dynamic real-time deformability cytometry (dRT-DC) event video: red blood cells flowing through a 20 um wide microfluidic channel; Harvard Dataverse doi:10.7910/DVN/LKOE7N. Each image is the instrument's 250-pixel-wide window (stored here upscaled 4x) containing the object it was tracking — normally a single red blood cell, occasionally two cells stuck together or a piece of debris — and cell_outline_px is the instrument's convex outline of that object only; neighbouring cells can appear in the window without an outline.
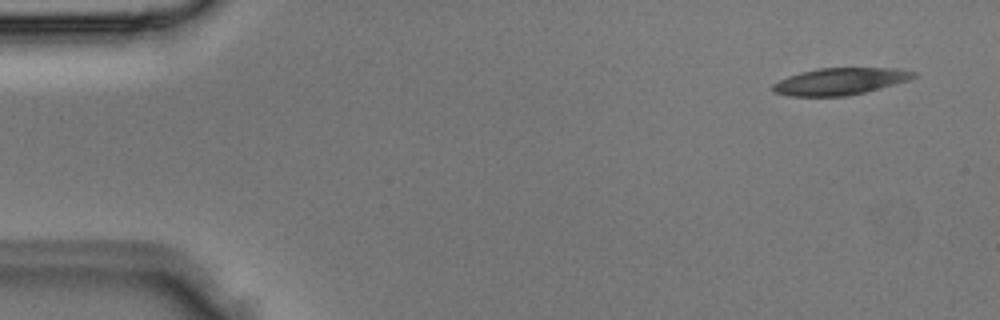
{"species": "Egyptian fruit bat (a non-hibernating species)", "species_latin": "Rousettus aegyptiacus", "temperature_condition": "room temperature", "stored_images_in_passage": 3, "camera_frame_rate_fps": 3000, "um_per_image_px": 0.085, "animal": {"sex": "male"}, "frame": {"image": 1, "passage_image": 1, "time_ms": 0.0, "image_size_px": [1000, 320], "cell_outline_px": [[916, 76], [908, 80], [880, 88], [864, 92], [844, 96], [788, 96], [772, 92], [772, 84], [788, 76], [800, 72], [820, 68], [896, 68], [916, 72]], "centroid_in_image_um": [71.37, 6.91], "position_along_channel_um": 13.6, "area_um2": 21.96}}
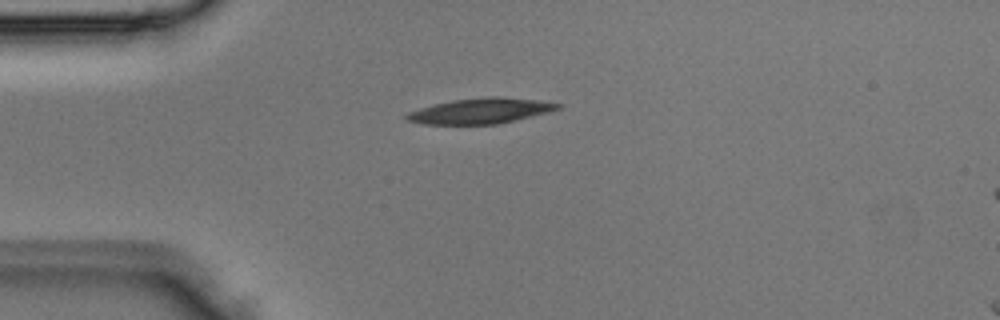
{"frame": {"image": 2, "passage_image": 3, "time_ms": 0.667, "image_size_px": [1000, 320], "cell_outline_px": [[564, 108], [516, 120], [496, 124], [424, 124], [408, 120], [404, 116], [408, 112], [420, 108], [452, 100], [488, 96], [500, 96], [536, 100], [564, 104]], "centroid_in_image_um": [40.91, 9.42], "position_along_channel_um": 44.1, "area_um2": 22.37}}